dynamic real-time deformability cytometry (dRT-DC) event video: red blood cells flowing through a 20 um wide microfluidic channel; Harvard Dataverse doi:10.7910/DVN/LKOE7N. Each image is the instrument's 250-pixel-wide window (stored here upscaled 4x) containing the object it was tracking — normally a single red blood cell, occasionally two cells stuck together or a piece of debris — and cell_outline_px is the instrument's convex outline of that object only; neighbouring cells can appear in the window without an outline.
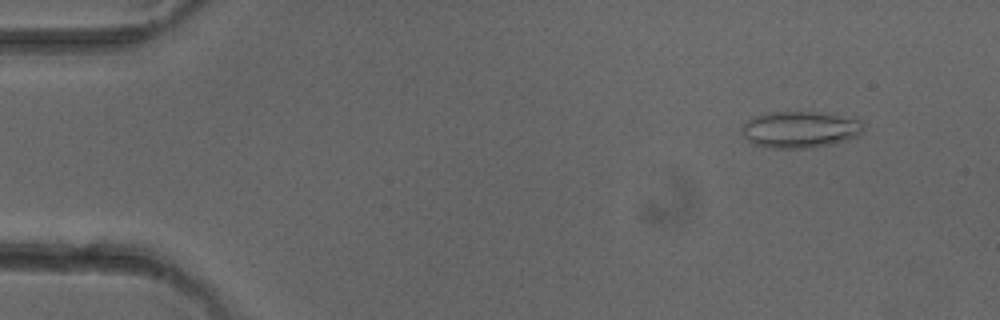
{"species": "common noctule bat (a hibernating species)", "species_latin": "Nyctalus noctula", "temperature_condition": "cold", "stored_images_in_passage": 51, "camera_frame_rate_fps": 3000, "um_per_image_px": 0.085, "animal": {"sex": "female"}, "frame": {"image": 1, "passage_image": 5, "time_ms": 1.333, "image_size_px": [1000, 320], "cell_outline_px": [[864, 128], [856, 136], [848, 140], [832, 144], [812, 148], [772, 148], [752, 144], [740, 132], [740, 128], [752, 116], [772, 112], [812, 112], [860, 120], [864, 124]], "centroid_in_image_um": [67.95, 11.03], "position_along_channel_um": 17.1, "area_um2": 25.78}}
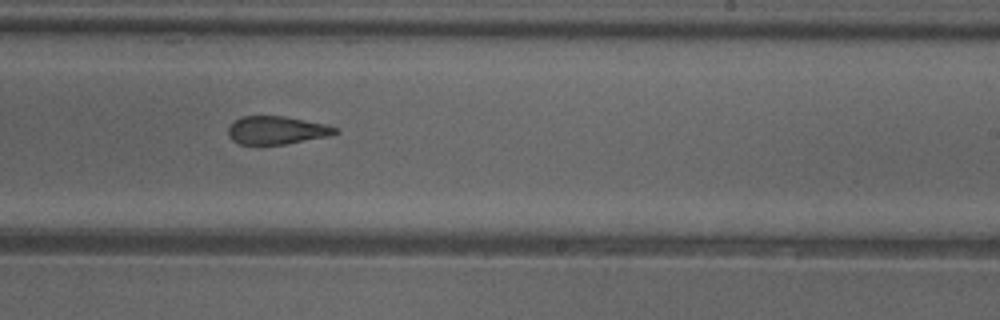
{"frame": {"image": 2, "passage_image": 31, "time_ms": 10.0, "image_size_px": [1000, 320], "cell_outline_px": [[340, 132], [332, 136], [284, 144], [240, 144], [232, 140], [228, 136], [228, 128], [236, 120], [244, 116], [284, 116], [324, 124], [340, 128]], "centroid_in_image_um": [23.57, 11.07], "position_along_channel_um": 265.4, "area_um2": 17.51}}
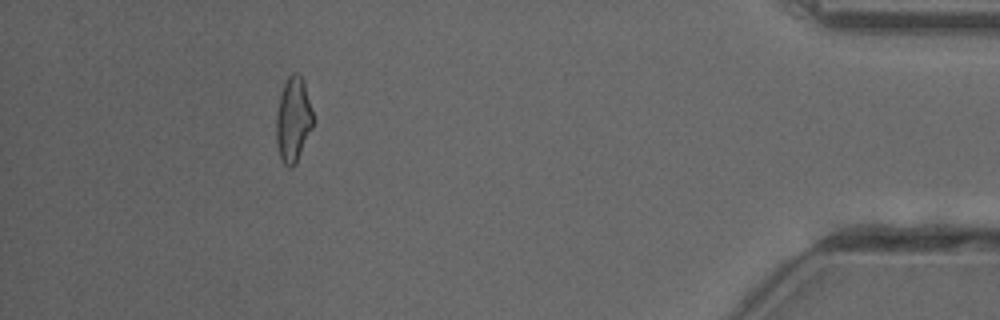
{"frame": {"image": 3, "passage_image": 46, "time_ms": 15.0, "image_size_px": [1000, 320], "cell_outline_px": [[316, 120], [296, 164], [292, 168], [288, 168], [284, 164], [280, 156], [276, 140], [276, 112], [280, 92], [288, 76], [292, 72], [296, 72], [304, 80]], "centroid_in_image_um": [24.95, 10.15], "position_along_channel_um": 410.3, "area_um2": 18.79}, "authors_computed_cell_mechanics": {"area_um2": 19.0162, "velocity_mm_per_s": 4.0659, "shape_relaxation_time_tau1_ms": null, "shape_relaxation_time_tau2_ms": 2.5254, "deformation_change_tau1": null, "deformation_change_tau2": 0.117}}